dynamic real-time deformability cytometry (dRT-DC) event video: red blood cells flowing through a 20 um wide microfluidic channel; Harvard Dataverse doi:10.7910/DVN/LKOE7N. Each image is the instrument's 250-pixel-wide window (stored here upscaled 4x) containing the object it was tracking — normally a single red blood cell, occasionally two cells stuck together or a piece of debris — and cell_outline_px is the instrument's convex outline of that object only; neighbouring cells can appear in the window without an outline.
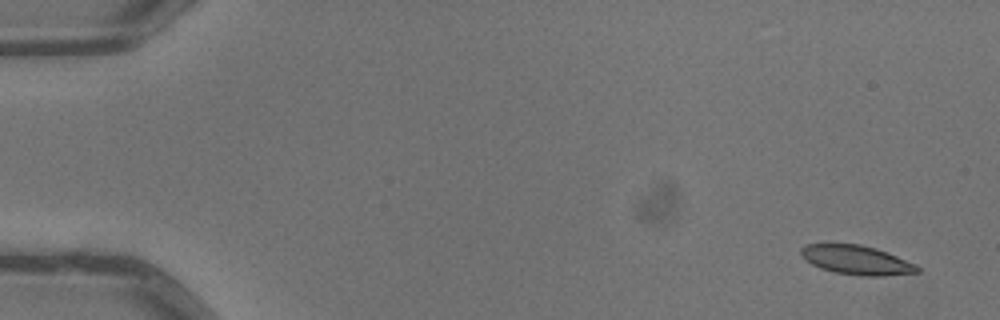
{"species": "common noctule bat (a hibernating species)", "species_latin": "Nyctalus noctula", "temperature_condition": "warm", "stored_images_in_passage": 4, "camera_frame_rate_fps": 3000, "um_per_image_px": 0.085, "animal": {"sex": "male", "body_mass_g": 13.3}, "frame": {"image": 1, "passage_image": 1, "time_ms": 0.0, "image_size_px": [1000, 320], "cell_outline_px": [[920, 272], [884, 276], [860, 276], [836, 272], [820, 268], [812, 264], [800, 256], [800, 248], [804, 244], [832, 240], [860, 244], [876, 248], [888, 252], [916, 264], [920, 268]], "centroid_in_image_um": [72.73, 22.04], "position_along_channel_um": 12.3, "area_um2": 20.75}}
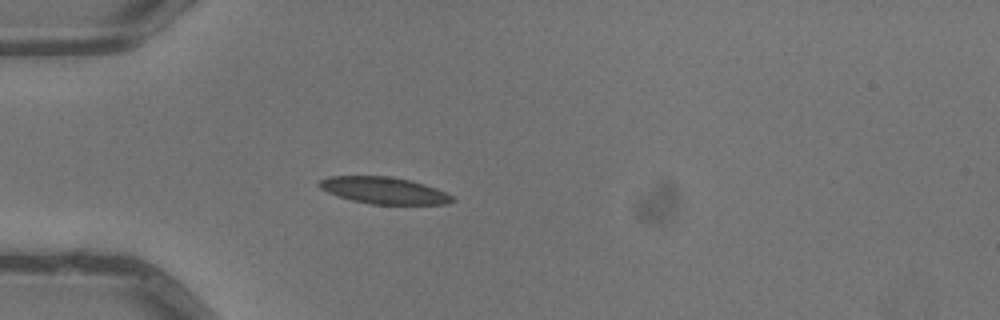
{"frame": {"image": 2, "passage_image": 4, "time_ms": 1.0, "image_size_px": [1000, 320], "cell_outline_px": [[456, 200], [448, 204], [372, 204], [352, 200], [328, 192], [320, 188], [316, 184], [320, 180], [328, 176], [388, 176], [412, 180], [436, 188], [452, 196]], "centroid_in_image_um": [32.64, 16.18], "position_along_channel_um": 52.4, "area_um2": 20.69}}